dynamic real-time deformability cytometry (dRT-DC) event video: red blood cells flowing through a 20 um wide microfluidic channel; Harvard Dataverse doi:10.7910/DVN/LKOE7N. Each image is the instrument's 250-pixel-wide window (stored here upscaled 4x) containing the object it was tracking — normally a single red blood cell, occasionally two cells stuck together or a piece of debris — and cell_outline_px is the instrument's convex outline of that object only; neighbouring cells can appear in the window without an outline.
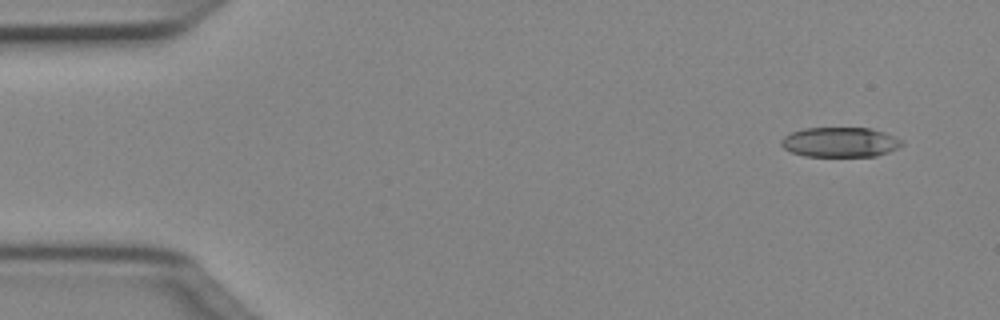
{"species": "Egyptian fruit bat (a non-hibernating species)", "species_latin": "Rousettus aegyptiacus", "temperature_condition": "cold", "stored_images_in_passage": 47, "camera_frame_rate_fps": 3000, "um_per_image_px": 0.085, "animal": {"sex": "female"}, "frame": {"image": 1, "passage_image": 1, "time_ms": 0.0, "image_size_px": [1000, 320], "cell_outline_px": [[904, 144], [888, 152], [876, 156], [804, 156], [792, 152], [784, 148], [780, 144], [780, 140], [784, 136], [792, 132], [804, 128], [872, 128], [884, 132], [900, 140]], "centroid_in_image_um": [71.37, 12.08], "position_along_channel_um": 13.6, "area_um2": 20.87}}
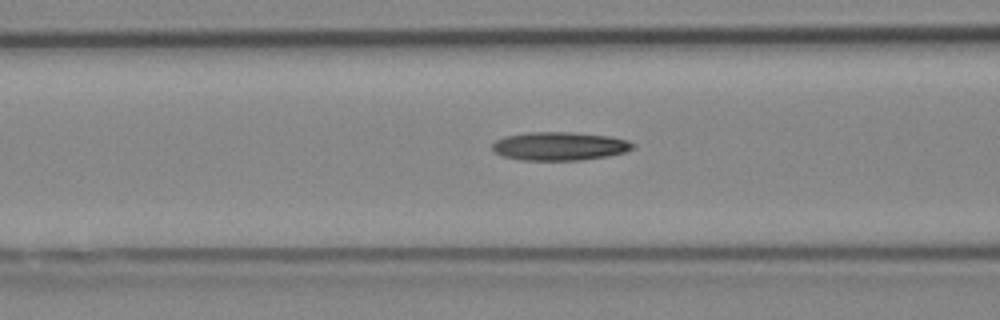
{"frame": {"image": 2, "passage_image": 17, "time_ms": 5.333, "image_size_px": [1000, 320], "cell_outline_px": [[636, 148], [624, 152], [608, 156], [580, 160], [520, 160], [504, 156], [492, 152], [492, 144], [496, 140], [504, 136], [528, 132], [572, 132], [612, 136], [628, 140], [636, 144]], "centroid_in_image_um": [47.58, 12.42], "position_along_channel_um": 119.0, "area_um2": 23.58}}
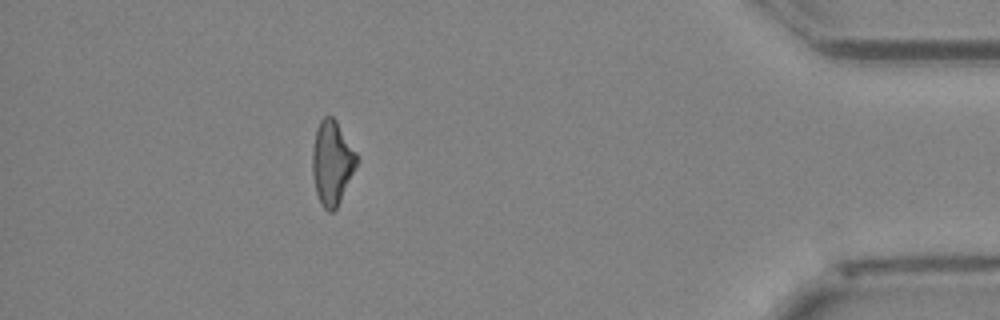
{"frame": {"image": 3, "passage_image": 42, "time_ms": 13.667, "image_size_px": [1000, 320], "cell_outline_px": [[360, 160], [336, 208], [332, 212], [328, 212], [320, 204], [316, 192], [312, 172], [312, 148], [316, 128], [320, 120], [324, 116], [332, 116], [336, 120], [356, 152]], "centroid_in_image_um": [28.22, 13.82], "position_along_channel_um": 407.0, "area_um2": 21.85}, "authors_computed_cell_mechanics": {"area_um2": 22.0218, "velocity_mm_per_s": 4.0554, "shape_relaxation_time_tau1_ms": null, "shape_relaxation_time_tau2_ms": 10.8302, "deformation_change_tau1": null, "deformation_change_tau2": 0.2832}}